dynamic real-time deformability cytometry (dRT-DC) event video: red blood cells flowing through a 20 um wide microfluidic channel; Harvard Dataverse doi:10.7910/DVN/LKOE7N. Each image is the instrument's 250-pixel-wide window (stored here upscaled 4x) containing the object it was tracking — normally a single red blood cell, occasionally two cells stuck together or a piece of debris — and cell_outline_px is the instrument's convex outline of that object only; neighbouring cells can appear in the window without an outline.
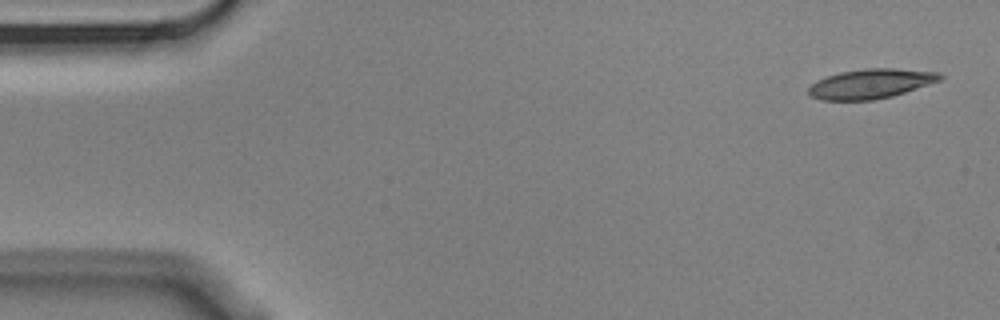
{"species": "Egyptian fruit bat (a non-hibernating species)", "species_latin": "Rousettus aegyptiacus", "temperature_condition": "cold", "stored_images_in_passage": 3, "camera_frame_rate_fps": 3000, "um_per_image_px": 0.085, "animal": {"sex": "male"}, "frame": {"image": 1, "passage_image": 1, "time_ms": 0.0, "image_size_px": [1000, 320], "cell_outline_px": [[944, 76], [940, 80], [892, 96], [872, 100], [820, 100], [812, 96], [808, 92], [808, 88], [816, 80], [840, 72], [864, 68], [896, 68], [940, 72]], "centroid_in_image_um": [74.01, 7.11], "position_along_channel_um": 11.0, "area_um2": 22.6}}